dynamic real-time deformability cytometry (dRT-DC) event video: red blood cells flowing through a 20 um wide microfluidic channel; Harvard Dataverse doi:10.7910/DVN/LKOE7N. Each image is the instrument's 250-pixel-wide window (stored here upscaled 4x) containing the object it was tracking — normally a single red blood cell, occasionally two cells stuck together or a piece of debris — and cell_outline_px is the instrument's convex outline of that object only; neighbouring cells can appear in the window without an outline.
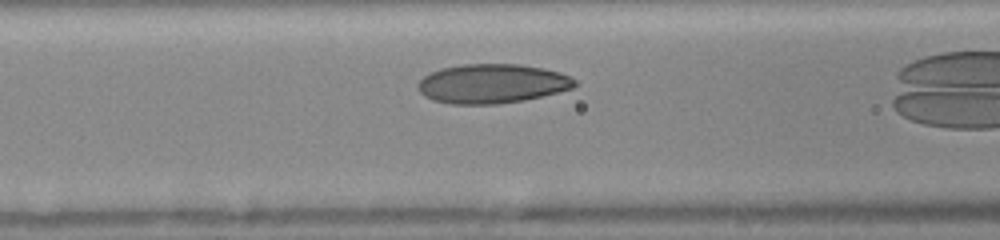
{"species": "human", "species_latin": "Homo sapiens", "temperature_condition": "room temperature", "stored_images_in_passage": 35, "camera_frame_rate_fps": 3000, "um_per_image_px": 0.085, "donor": {"sex": "female"}, "frame": {"image": 1, "passage_image": 16, "time_ms": 5.0, "image_size_px": [1000, 240], "cell_outline_px": [[576, 84], [572, 88], [524, 100], [496, 104], [452, 104], [432, 100], [424, 96], [416, 88], [416, 84], [424, 76], [440, 68], [464, 64], [520, 64], [544, 68], [560, 72], [576, 80]], "centroid_in_image_um": [41.78, 7.1], "position_along_channel_um": 124.8, "area_um2": 35.89}}
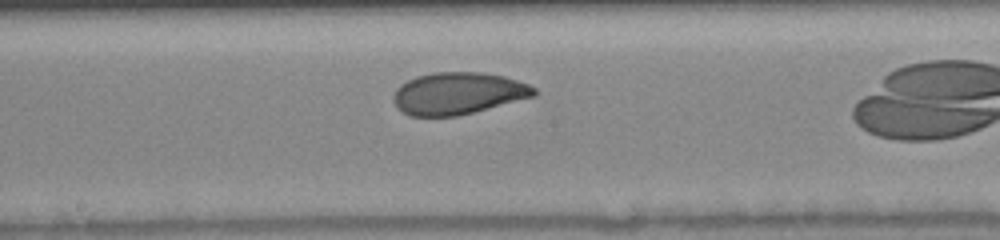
{"frame": {"image": 2, "passage_image": 22, "time_ms": 7.0, "image_size_px": [1000, 240], "cell_outline_px": [[540, 92], [536, 96], [460, 116], [412, 116], [396, 108], [392, 100], [392, 96], [396, 88], [400, 84], [416, 76], [436, 72], [480, 72], [504, 76], [528, 84], [536, 88]], "centroid_in_image_um": [38.94, 7.94], "position_along_channel_um": 209.3, "area_um2": 34.85}}
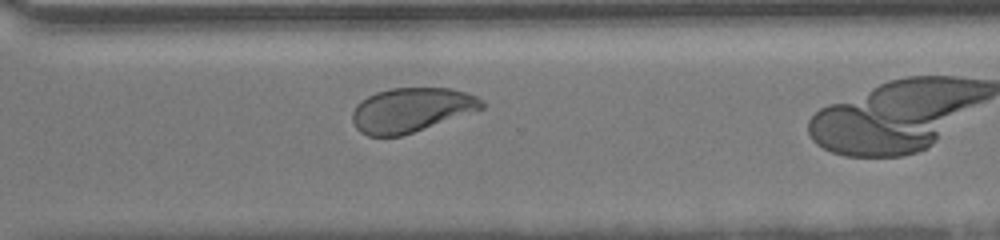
{"frame": {"image": 3, "passage_image": 31, "time_ms": 10.0, "image_size_px": [1000, 240], "cell_outline_px": [[484, 108], [400, 136], [368, 136], [360, 132], [356, 128], [352, 120], [352, 112], [356, 104], [360, 100], [376, 92], [388, 88], [448, 88], [464, 92], [476, 96], [484, 100]], "centroid_in_image_um": [34.91, 9.33], "position_along_channel_um": 335.7, "area_um2": 33.23}}